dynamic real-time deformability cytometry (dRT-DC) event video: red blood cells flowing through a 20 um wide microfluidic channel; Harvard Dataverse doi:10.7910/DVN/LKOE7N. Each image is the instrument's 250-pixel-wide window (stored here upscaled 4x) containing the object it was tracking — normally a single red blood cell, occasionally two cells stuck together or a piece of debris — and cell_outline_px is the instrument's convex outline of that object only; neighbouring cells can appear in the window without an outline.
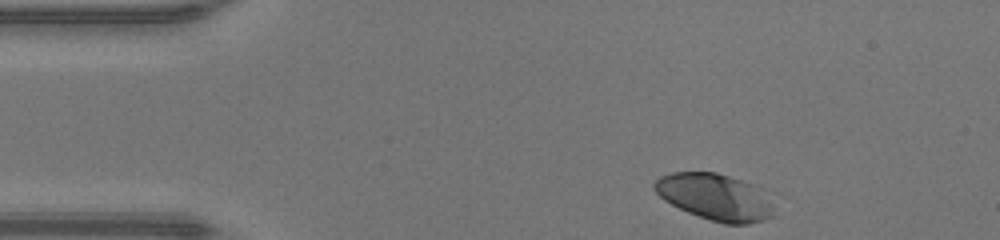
{"species": "human", "species_latin": "Homo sapiens", "temperature_condition": "warm", "stored_images_in_passage": 33, "camera_frame_rate_fps": 3000, "um_per_image_px": 0.085, "donor": {"sex": "male"}, "frame": {"image": 1, "passage_image": 1, "time_ms": 0.0, "image_size_px": [1000, 240], "cell_outline_px": [[772, 216], [764, 220], [748, 224], [724, 224], [688, 212], [664, 200], [652, 188], [652, 184], [660, 176], [672, 172], [716, 172], [752, 184], [760, 188], [772, 208]], "centroid_in_image_um": [60.73, 16.73], "position_along_channel_um": 24.3, "area_um2": 31.96}}
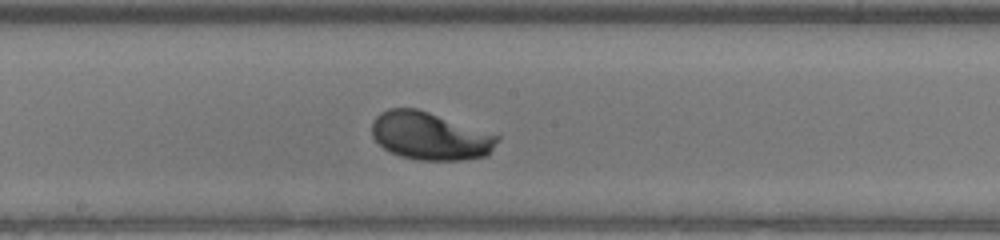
{"frame": {"image": 2, "passage_image": 19, "time_ms": 6.0, "image_size_px": [1000, 240], "cell_outline_px": [[500, 140], [488, 156], [464, 160], [420, 160], [400, 156], [384, 148], [372, 136], [372, 120], [380, 112], [388, 108], [416, 108], [500, 136]], "centroid_in_image_um": [36.56, 11.57], "position_along_channel_um": 211.6, "area_um2": 34.85}}
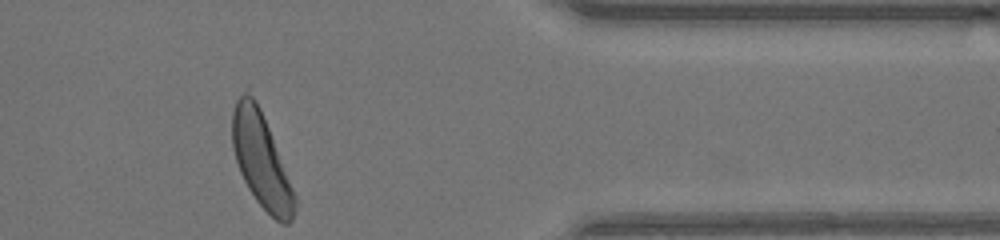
{"frame": {"image": 3, "passage_image": 33, "time_ms": 10.667, "image_size_px": [1000, 240], "cell_outline_px": [[300, 204], [292, 220], [288, 224], [280, 224], [256, 200], [248, 188], [240, 172], [232, 148], [232, 112], [236, 100], [248, 84], [260, 108]], "centroid_in_image_um": [22.22, 13.6], "position_along_channel_um": 389.2, "area_um2": 34.8}, "authors_computed_cell_mechanics": {"area_um2": 33.4084, "velocity_mm_per_s": 4.3276, "shape_relaxation_time_tau1_ms": 1.575, "shape_relaxation_time_tau2_ms": null, "deformation_change_tau1": 0.1479, "deformation_change_tau2": null}}